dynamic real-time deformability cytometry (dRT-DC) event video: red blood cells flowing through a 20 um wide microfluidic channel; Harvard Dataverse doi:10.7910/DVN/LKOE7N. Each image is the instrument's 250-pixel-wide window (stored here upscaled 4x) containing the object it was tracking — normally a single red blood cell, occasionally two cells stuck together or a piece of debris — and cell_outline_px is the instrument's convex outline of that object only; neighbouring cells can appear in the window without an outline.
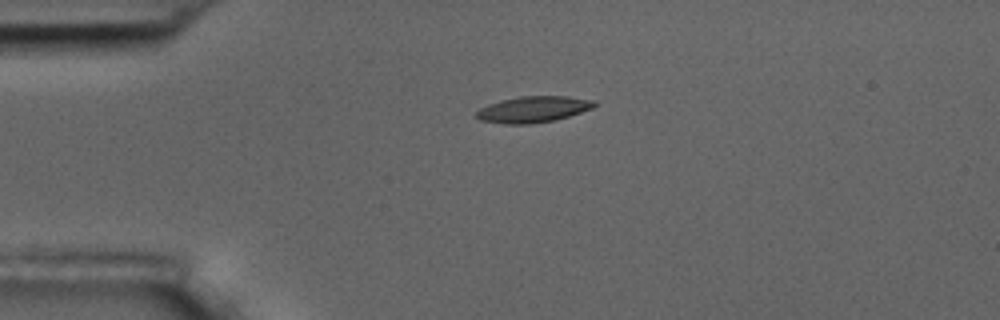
{"species": "common noctule bat (a hibernating species)", "species_latin": "Nyctalus noctula", "temperature_condition": "room temperature", "stored_images_in_passage": 44, "camera_frame_rate_fps": 3000, "um_per_image_px": 0.085, "animal": {"sex": "male", "body_mass_g": 17.5, "forearm_length_mm": 52.3}, "frame": {"image": 1, "passage_image": 1, "time_ms": 0.0, "image_size_px": [1000, 320], "cell_outline_px": [[596, 104], [592, 108], [556, 120], [532, 124], [504, 124], [480, 120], [476, 116], [476, 112], [480, 108], [488, 104], [500, 100], [520, 96], [568, 96], [596, 100]], "centroid_in_image_um": [45.32, 9.29], "position_along_channel_um": 39.7, "area_um2": 18.09}}
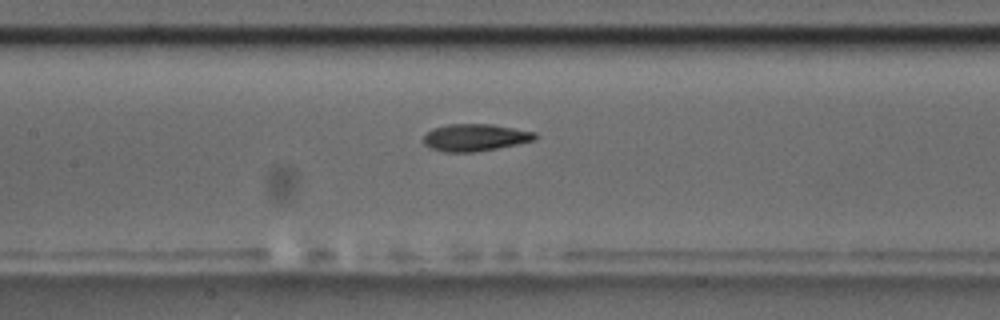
{"frame": {"image": 2, "passage_image": 14, "time_ms": 4.333, "image_size_px": [1000, 320], "cell_outline_px": [[536, 140], [476, 152], [444, 152], [432, 148], [424, 144], [424, 136], [432, 128], [448, 124], [492, 124], [536, 132]], "centroid_in_image_um": [40.38, 11.68], "position_along_channel_um": 167.0, "area_um2": 17.57}}
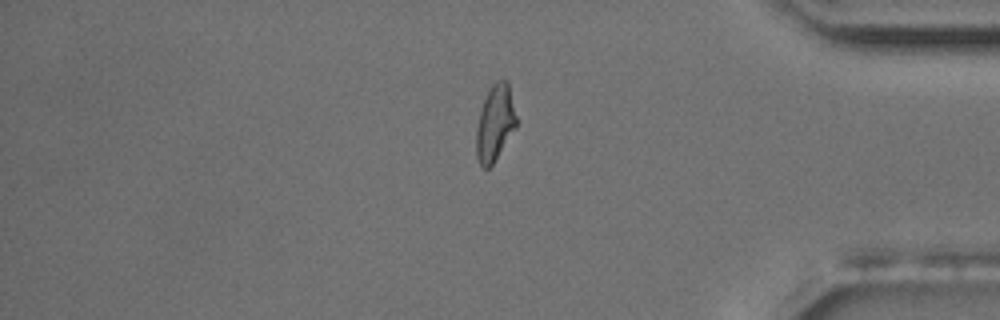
{"frame": {"image": 3, "passage_image": 35, "time_ms": 11.333, "image_size_px": [1000, 320], "cell_outline_px": [[516, 128], [492, 164], [488, 168], [484, 168], [480, 164], [476, 156], [476, 128], [480, 112], [484, 100], [492, 84], [496, 80], [508, 80], [516, 116]], "centroid_in_image_um": [42.07, 10.45], "position_along_channel_um": 393.1, "area_um2": 17.57}, "authors_computed_cell_mechanics": {"area_um2": 17.6001, "velocity_mm_per_s": 3.5964, "shape_relaxation_time_tau1_ms": 5.2139, "shape_relaxation_time_tau2_ms": 2.738, "deformation_change_tau1": 0.1651, "deformation_change_tau2": 0.1045}}